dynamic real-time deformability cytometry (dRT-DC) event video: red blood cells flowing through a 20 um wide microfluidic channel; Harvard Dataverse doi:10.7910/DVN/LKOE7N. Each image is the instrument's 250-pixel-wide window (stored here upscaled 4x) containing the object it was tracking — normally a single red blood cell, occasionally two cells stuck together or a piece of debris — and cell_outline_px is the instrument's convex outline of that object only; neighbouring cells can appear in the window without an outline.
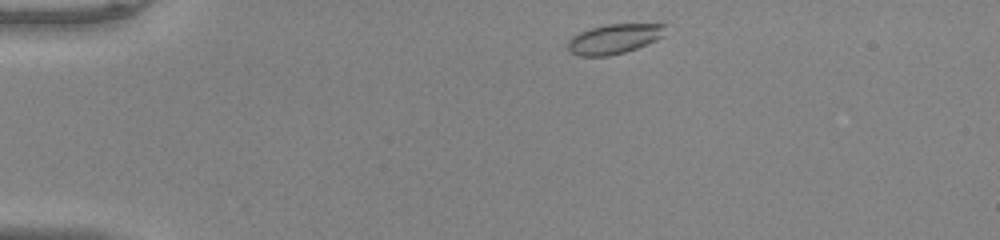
{"species": "common noctule bat (a hibernating species)", "species_latin": "Nyctalus noctula", "temperature_condition": "warm", "stored_images_in_passage": 42, "camera_frame_rate_fps": 3000, "um_per_image_px": 0.085, "animal": {"sex": "male", "body_mass_g": 20.0, "forearm_length_mm": 53.3}, "frame": {"image": 1, "passage_image": 1, "time_ms": 0.0, "image_size_px": [1000, 240], "cell_outline_px": [[668, 24], [664, 36], [656, 40], [636, 48], [624, 52], [608, 56], [580, 56], [572, 52], [568, 48], [568, 40], [572, 36], [580, 32], [592, 28], [608, 24]], "centroid_in_image_um": [52.24, 3.3], "position_along_channel_um": 32.8, "area_um2": 16.82}}
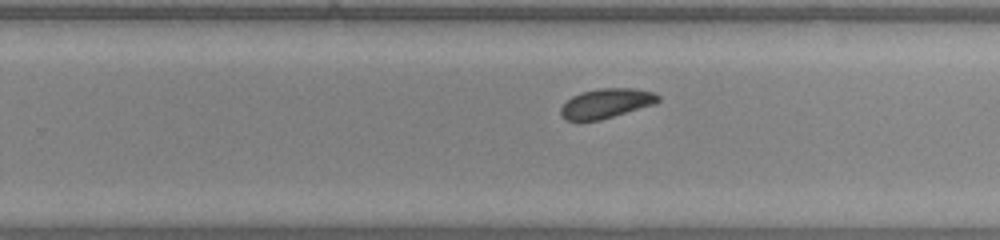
{"frame": {"image": 2, "passage_image": 24, "time_ms": 7.667, "image_size_px": [1000, 240], "cell_outline_px": [[660, 100], [656, 104], [600, 120], [564, 120], [560, 112], [560, 108], [572, 96], [580, 92], [600, 88], [636, 88], [652, 92], [660, 96]], "centroid_in_image_um": [51.55, 8.78], "position_along_channel_um": 278.2, "area_um2": 16.82}}
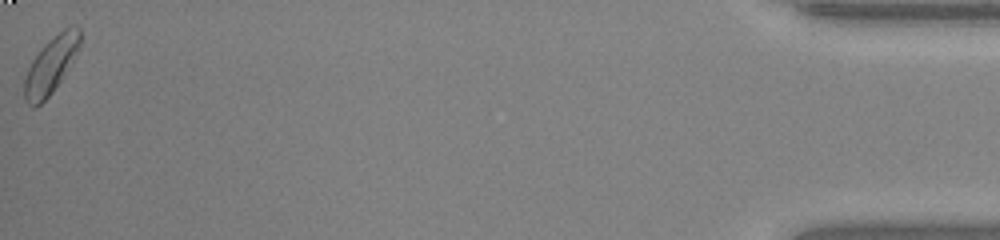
{"frame": {"image": 3, "passage_image": 42, "time_ms": 13.667, "image_size_px": [1000, 240], "cell_outline_px": [[80, 44], [68, 68], [52, 92], [40, 104], [32, 108], [24, 100], [24, 80], [28, 68], [32, 60], [40, 48], [48, 40], [64, 28], [72, 24], [76, 24], [80, 28]], "centroid_in_image_um": [4.31, 5.51], "position_along_channel_um": 430.9, "area_um2": 18.21}, "authors_computed_cell_mechanics": {"area_um2": 17.051, "velocity_mm_per_s": 4.0509, "shape_relaxation_time_tau1_ms": 1.8822, "shape_relaxation_time_tau2_ms": null, "deformation_change_tau1": 0.085, "deformation_change_tau2": null}}